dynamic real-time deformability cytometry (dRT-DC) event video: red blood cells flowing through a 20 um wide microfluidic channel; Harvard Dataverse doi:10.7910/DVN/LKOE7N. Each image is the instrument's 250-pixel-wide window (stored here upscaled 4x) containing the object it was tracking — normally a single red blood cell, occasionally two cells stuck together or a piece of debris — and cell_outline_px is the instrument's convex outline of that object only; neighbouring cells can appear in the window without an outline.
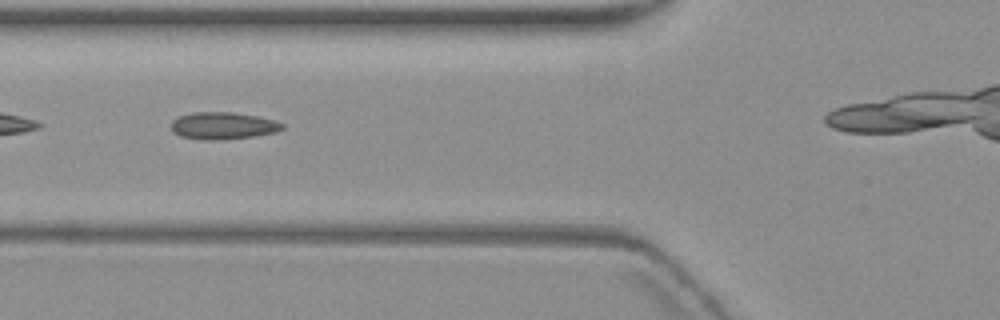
{"species": "common noctule bat (a hibernating species)", "species_latin": "Nyctalus noctula", "temperature_condition": "warm", "stored_images_in_passage": 10, "camera_frame_rate_fps": 3000, "um_per_image_px": 0.085, "animal": {"sex": "female", "body_mass_g": 19.3, "forearm_length_mm": 54.1}, "frame": {"image": 1, "passage_image": 7, "time_ms": 7.333, "image_size_px": [1000, 320], "cell_outline_px": [[284, 128], [276, 132], [252, 136], [216, 140], [204, 140], [180, 136], [172, 128], [172, 120], [180, 116], [192, 112], [232, 112], [256, 116], [272, 120], [284, 124]], "centroid_in_image_um": [18.95, 10.68], "position_along_channel_um": 106.9, "area_um2": 17.28}}
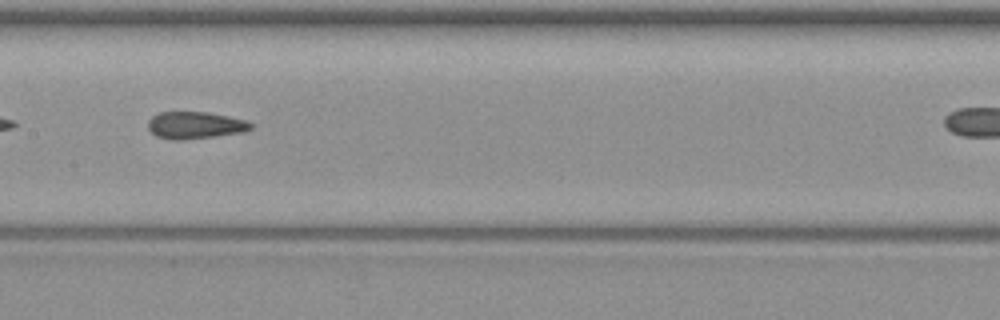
{"frame": {"image": 2, "passage_image": 9, "time_ms": 9.667, "image_size_px": [1000, 320], "cell_outline_px": [[252, 128], [244, 132], [216, 136], [184, 140], [168, 140], [156, 136], [148, 128], [148, 120], [152, 116], [160, 112], [208, 112], [248, 120], [252, 124]], "centroid_in_image_um": [16.59, 10.65], "position_along_channel_um": 190.8, "area_um2": 16.42}}